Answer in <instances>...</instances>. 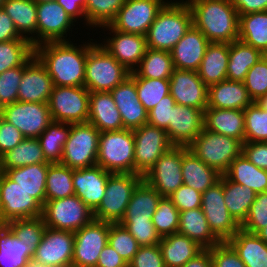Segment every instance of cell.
I'll list each match as a JSON object with an SVG mask.
<instances>
[{"instance_id": "cell-22", "label": "cell", "mask_w": 267, "mask_h": 267, "mask_svg": "<svg viewBox=\"0 0 267 267\" xmlns=\"http://www.w3.org/2000/svg\"><path fill=\"white\" fill-rule=\"evenodd\" d=\"M103 27L110 29L114 35L106 41L107 43L105 42L104 45L101 43L100 45L129 72H133L136 66L138 68L146 53V36L117 31L110 25Z\"/></svg>"}, {"instance_id": "cell-50", "label": "cell", "mask_w": 267, "mask_h": 267, "mask_svg": "<svg viewBox=\"0 0 267 267\" xmlns=\"http://www.w3.org/2000/svg\"><path fill=\"white\" fill-rule=\"evenodd\" d=\"M244 142H267V111L253 102L244 109Z\"/></svg>"}, {"instance_id": "cell-36", "label": "cell", "mask_w": 267, "mask_h": 267, "mask_svg": "<svg viewBox=\"0 0 267 267\" xmlns=\"http://www.w3.org/2000/svg\"><path fill=\"white\" fill-rule=\"evenodd\" d=\"M246 267H267V244L241 228L227 241Z\"/></svg>"}, {"instance_id": "cell-34", "label": "cell", "mask_w": 267, "mask_h": 267, "mask_svg": "<svg viewBox=\"0 0 267 267\" xmlns=\"http://www.w3.org/2000/svg\"><path fill=\"white\" fill-rule=\"evenodd\" d=\"M158 245L165 267H182L203 250L196 242L178 232L162 237Z\"/></svg>"}, {"instance_id": "cell-49", "label": "cell", "mask_w": 267, "mask_h": 267, "mask_svg": "<svg viewBox=\"0 0 267 267\" xmlns=\"http://www.w3.org/2000/svg\"><path fill=\"white\" fill-rule=\"evenodd\" d=\"M124 3L125 0H87L84 10L87 26L103 28L109 25Z\"/></svg>"}, {"instance_id": "cell-11", "label": "cell", "mask_w": 267, "mask_h": 267, "mask_svg": "<svg viewBox=\"0 0 267 267\" xmlns=\"http://www.w3.org/2000/svg\"><path fill=\"white\" fill-rule=\"evenodd\" d=\"M201 209L211 231L221 242L228 241L241 228L225 205L224 174L218 182L202 193Z\"/></svg>"}, {"instance_id": "cell-8", "label": "cell", "mask_w": 267, "mask_h": 267, "mask_svg": "<svg viewBox=\"0 0 267 267\" xmlns=\"http://www.w3.org/2000/svg\"><path fill=\"white\" fill-rule=\"evenodd\" d=\"M100 131L89 122L73 123L60 164L71 169L96 166Z\"/></svg>"}, {"instance_id": "cell-9", "label": "cell", "mask_w": 267, "mask_h": 267, "mask_svg": "<svg viewBox=\"0 0 267 267\" xmlns=\"http://www.w3.org/2000/svg\"><path fill=\"white\" fill-rule=\"evenodd\" d=\"M47 228L76 232L94 220L93 211L75 194L48 200L42 206Z\"/></svg>"}, {"instance_id": "cell-25", "label": "cell", "mask_w": 267, "mask_h": 267, "mask_svg": "<svg viewBox=\"0 0 267 267\" xmlns=\"http://www.w3.org/2000/svg\"><path fill=\"white\" fill-rule=\"evenodd\" d=\"M111 172L100 166L73 169V188L78 196L92 211L101 203Z\"/></svg>"}, {"instance_id": "cell-64", "label": "cell", "mask_w": 267, "mask_h": 267, "mask_svg": "<svg viewBox=\"0 0 267 267\" xmlns=\"http://www.w3.org/2000/svg\"><path fill=\"white\" fill-rule=\"evenodd\" d=\"M96 267H128L127 262L107 243L99 255Z\"/></svg>"}, {"instance_id": "cell-24", "label": "cell", "mask_w": 267, "mask_h": 267, "mask_svg": "<svg viewBox=\"0 0 267 267\" xmlns=\"http://www.w3.org/2000/svg\"><path fill=\"white\" fill-rule=\"evenodd\" d=\"M110 93L120 112L124 129L134 130L148 123V112L139 101L135 79L131 75Z\"/></svg>"}, {"instance_id": "cell-42", "label": "cell", "mask_w": 267, "mask_h": 267, "mask_svg": "<svg viewBox=\"0 0 267 267\" xmlns=\"http://www.w3.org/2000/svg\"><path fill=\"white\" fill-rule=\"evenodd\" d=\"M2 8L12 19L18 33L31 42L32 36L28 37V35L37 34V2L34 0H5Z\"/></svg>"}, {"instance_id": "cell-62", "label": "cell", "mask_w": 267, "mask_h": 267, "mask_svg": "<svg viewBox=\"0 0 267 267\" xmlns=\"http://www.w3.org/2000/svg\"><path fill=\"white\" fill-rule=\"evenodd\" d=\"M24 139L21 131L0 116V157Z\"/></svg>"}, {"instance_id": "cell-33", "label": "cell", "mask_w": 267, "mask_h": 267, "mask_svg": "<svg viewBox=\"0 0 267 267\" xmlns=\"http://www.w3.org/2000/svg\"><path fill=\"white\" fill-rule=\"evenodd\" d=\"M178 233L186 235L203 249H210L221 242L211 231L201 207L179 213Z\"/></svg>"}, {"instance_id": "cell-12", "label": "cell", "mask_w": 267, "mask_h": 267, "mask_svg": "<svg viewBox=\"0 0 267 267\" xmlns=\"http://www.w3.org/2000/svg\"><path fill=\"white\" fill-rule=\"evenodd\" d=\"M134 174L144 176L173 145L166 130L150 124L134 129Z\"/></svg>"}, {"instance_id": "cell-67", "label": "cell", "mask_w": 267, "mask_h": 267, "mask_svg": "<svg viewBox=\"0 0 267 267\" xmlns=\"http://www.w3.org/2000/svg\"><path fill=\"white\" fill-rule=\"evenodd\" d=\"M64 10L75 20L78 16L84 18L86 21V17L84 14V10L86 7L87 0H56Z\"/></svg>"}, {"instance_id": "cell-74", "label": "cell", "mask_w": 267, "mask_h": 267, "mask_svg": "<svg viewBox=\"0 0 267 267\" xmlns=\"http://www.w3.org/2000/svg\"><path fill=\"white\" fill-rule=\"evenodd\" d=\"M5 0H0V8L3 6Z\"/></svg>"}, {"instance_id": "cell-14", "label": "cell", "mask_w": 267, "mask_h": 267, "mask_svg": "<svg viewBox=\"0 0 267 267\" xmlns=\"http://www.w3.org/2000/svg\"><path fill=\"white\" fill-rule=\"evenodd\" d=\"M0 206L2 225L14 219H32L42 215V205L1 171Z\"/></svg>"}, {"instance_id": "cell-61", "label": "cell", "mask_w": 267, "mask_h": 267, "mask_svg": "<svg viewBox=\"0 0 267 267\" xmlns=\"http://www.w3.org/2000/svg\"><path fill=\"white\" fill-rule=\"evenodd\" d=\"M176 105L171 94L166 95L161 101L148 112V124L166 129L171 121L172 109Z\"/></svg>"}, {"instance_id": "cell-45", "label": "cell", "mask_w": 267, "mask_h": 267, "mask_svg": "<svg viewBox=\"0 0 267 267\" xmlns=\"http://www.w3.org/2000/svg\"><path fill=\"white\" fill-rule=\"evenodd\" d=\"M70 129L71 123L52 121L37 138L48 162L60 163Z\"/></svg>"}, {"instance_id": "cell-47", "label": "cell", "mask_w": 267, "mask_h": 267, "mask_svg": "<svg viewBox=\"0 0 267 267\" xmlns=\"http://www.w3.org/2000/svg\"><path fill=\"white\" fill-rule=\"evenodd\" d=\"M130 75L135 79L139 101L150 112L166 95L170 94V79L141 78L134 71Z\"/></svg>"}, {"instance_id": "cell-21", "label": "cell", "mask_w": 267, "mask_h": 267, "mask_svg": "<svg viewBox=\"0 0 267 267\" xmlns=\"http://www.w3.org/2000/svg\"><path fill=\"white\" fill-rule=\"evenodd\" d=\"M204 111L202 109L175 105L171 121L165 129L169 142L173 146L188 147L204 128Z\"/></svg>"}, {"instance_id": "cell-10", "label": "cell", "mask_w": 267, "mask_h": 267, "mask_svg": "<svg viewBox=\"0 0 267 267\" xmlns=\"http://www.w3.org/2000/svg\"><path fill=\"white\" fill-rule=\"evenodd\" d=\"M90 92L84 86H53L48 106L52 121L88 122Z\"/></svg>"}, {"instance_id": "cell-1", "label": "cell", "mask_w": 267, "mask_h": 267, "mask_svg": "<svg viewBox=\"0 0 267 267\" xmlns=\"http://www.w3.org/2000/svg\"><path fill=\"white\" fill-rule=\"evenodd\" d=\"M90 43L77 47L71 41L44 42L34 47V55L46 67L53 86H84L87 54L96 44Z\"/></svg>"}, {"instance_id": "cell-37", "label": "cell", "mask_w": 267, "mask_h": 267, "mask_svg": "<svg viewBox=\"0 0 267 267\" xmlns=\"http://www.w3.org/2000/svg\"><path fill=\"white\" fill-rule=\"evenodd\" d=\"M35 250L18 239L6 224L0 226V267H25Z\"/></svg>"}, {"instance_id": "cell-38", "label": "cell", "mask_w": 267, "mask_h": 267, "mask_svg": "<svg viewBox=\"0 0 267 267\" xmlns=\"http://www.w3.org/2000/svg\"><path fill=\"white\" fill-rule=\"evenodd\" d=\"M224 175L237 184L251 188L256 193L267 191V170L258 168L243 153L231 162Z\"/></svg>"}, {"instance_id": "cell-72", "label": "cell", "mask_w": 267, "mask_h": 267, "mask_svg": "<svg viewBox=\"0 0 267 267\" xmlns=\"http://www.w3.org/2000/svg\"><path fill=\"white\" fill-rule=\"evenodd\" d=\"M34 1H36L37 3H39V2L56 1V0H34Z\"/></svg>"}, {"instance_id": "cell-58", "label": "cell", "mask_w": 267, "mask_h": 267, "mask_svg": "<svg viewBox=\"0 0 267 267\" xmlns=\"http://www.w3.org/2000/svg\"><path fill=\"white\" fill-rule=\"evenodd\" d=\"M213 267H246L238 254L227 242L223 241L209 249Z\"/></svg>"}, {"instance_id": "cell-4", "label": "cell", "mask_w": 267, "mask_h": 267, "mask_svg": "<svg viewBox=\"0 0 267 267\" xmlns=\"http://www.w3.org/2000/svg\"><path fill=\"white\" fill-rule=\"evenodd\" d=\"M133 130L101 132L96 165L111 173L134 174Z\"/></svg>"}, {"instance_id": "cell-59", "label": "cell", "mask_w": 267, "mask_h": 267, "mask_svg": "<svg viewBox=\"0 0 267 267\" xmlns=\"http://www.w3.org/2000/svg\"><path fill=\"white\" fill-rule=\"evenodd\" d=\"M201 197L202 193L185 184L168 196L179 212L200 208Z\"/></svg>"}, {"instance_id": "cell-53", "label": "cell", "mask_w": 267, "mask_h": 267, "mask_svg": "<svg viewBox=\"0 0 267 267\" xmlns=\"http://www.w3.org/2000/svg\"><path fill=\"white\" fill-rule=\"evenodd\" d=\"M10 230L23 240L26 245H33L35 248L41 243L46 225L43 218L14 219L6 223Z\"/></svg>"}, {"instance_id": "cell-68", "label": "cell", "mask_w": 267, "mask_h": 267, "mask_svg": "<svg viewBox=\"0 0 267 267\" xmlns=\"http://www.w3.org/2000/svg\"><path fill=\"white\" fill-rule=\"evenodd\" d=\"M182 267H213L212 258L209 249H203L193 259H190Z\"/></svg>"}, {"instance_id": "cell-30", "label": "cell", "mask_w": 267, "mask_h": 267, "mask_svg": "<svg viewBox=\"0 0 267 267\" xmlns=\"http://www.w3.org/2000/svg\"><path fill=\"white\" fill-rule=\"evenodd\" d=\"M182 177L183 184L203 193L220 180L221 174L183 146Z\"/></svg>"}, {"instance_id": "cell-71", "label": "cell", "mask_w": 267, "mask_h": 267, "mask_svg": "<svg viewBox=\"0 0 267 267\" xmlns=\"http://www.w3.org/2000/svg\"><path fill=\"white\" fill-rule=\"evenodd\" d=\"M256 235L267 244V225L262 228Z\"/></svg>"}, {"instance_id": "cell-63", "label": "cell", "mask_w": 267, "mask_h": 267, "mask_svg": "<svg viewBox=\"0 0 267 267\" xmlns=\"http://www.w3.org/2000/svg\"><path fill=\"white\" fill-rule=\"evenodd\" d=\"M242 153L258 168L267 170V142H244Z\"/></svg>"}, {"instance_id": "cell-41", "label": "cell", "mask_w": 267, "mask_h": 267, "mask_svg": "<svg viewBox=\"0 0 267 267\" xmlns=\"http://www.w3.org/2000/svg\"><path fill=\"white\" fill-rule=\"evenodd\" d=\"M238 40L267 55V11L239 15Z\"/></svg>"}, {"instance_id": "cell-26", "label": "cell", "mask_w": 267, "mask_h": 267, "mask_svg": "<svg viewBox=\"0 0 267 267\" xmlns=\"http://www.w3.org/2000/svg\"><path fill=\"white\" fill-rule=\"evenodd\" d=\"M210 41L192 26L170 51L175 69L198 71Z\"/></svg>"}, {"instance_id": "cell-7", "label": "cell", "mask_w": 267, "mask_h": 267, "mask_svg": "<svg viewBox=\"0 0 267 267\" xmlns=\"http://www.w3.org/2000/svg\"><path fill=\"white\" fill-rule=\"evenodd\" d=\"M142 180L143 176L139 174L111 173L106 184L105 195L93 211L94 219L119 223L135 188Z\"/></svg>"}, {"instance_id": "cell-16", "label": "cell", "mask_w": 267, "mask_h": 267, "mask_svg": "<svg viewBox=\"0 0 267 267\" xmlns=\"http://www.w3.org/2000/svg\"><path fill=\"white\" fill-rule=\"evenodd\" d=\"M166 3L164 0H125L109 25L117 31L146 36L157 13Z\"/></svg>"}, {"instance_id": "cell-17", "label": "cell", "mask_w": 267, "mask_h": 267, "mask_svg": "<svg viewBox=\"0 0 267 267\" xmlns=\"http://www.w3.org/2000/svg\"><path fill=\"white\" fill-rule=\"evenodd\" d=\"M183 146H172L143 176V179L160 193L168 197L182 184Z\"/></svg>"}, {"instance_id": "cell-6", "label": "cell", "mask_w": 267, "mask_h": 267, "mask_svg": "<svg viewBox=\"0 0 267 267\" xmlns=\"http://www.w3.org/2000/svg\"><path fill=\"white\" fill-rule=\"evenodd\" d=\"M187 148L206 165L223 175L231 162L242 154L243 143L235 138L203 128L199 136Z\"/></svg>"}, {"instance_id": "cell-13", "label": "cell", "mask_w": 267, "mask_h": 267, "mask_svg": "<svg viewBox=\"0 0 267 267\" xmlns=\"http://www.w3.org/2000/svg\"><path fill=\"white\" fill-rule=\"evenodd\" d=\"M0 116L25 138H38L52 122L48 103L16 101L0 110Z\"/></svg>"}, {"instance_id": "cell-73", "label": "cell", "mask_w": 267, "mask_h": 267, "mask_svg": "<svg viewBox=\"0 0 267 267\" xmlns=\"http://www.w3.org/2000/svg\"><path fill=\"white\" fill-rule=\"evenodd\" d=\"M2 225V214H1V206H0V226Z\"/></svg>"}, {"instance_id": "cell-69", "label": "cell", "mask_w": 267, "mask_h": 267, "mask_svg": "<svg viewBox=\"0 0 267 267\" xmlns=\"http://www.w3.org/2000/svg\"><path fill=\"white\" fill-rule=\"evenodd\" d=\"M255 103L267 111V94L261 96Z\"/></svg>"}, {"instance_id": "cell-20", "label": "cell", "mask_w": 267, "mask_h": 267, "mask_svg": "<svg viewBox=\"0 0 267 267\" xmlns=\"http://www.w3.org/2000/svg\"><path fill=\"white\" fill-rule=\"evenodd\" d=\"M170 94L177 105L205 111L208 105V86L197 71L174 69L170 77Z\"/></svg>"}, {"instance_id": "cell-39", "label": "cell", "mask_w": 267, "mask_h": 267, "mask_svg": "<svg viewBox=\"0 0 267 267\" xmlns=\"http://www.w3.org/2000/svg\"><path fill=\"white\" fill-rule=\"evenodd\" d=\"M264 54L240 40L230 43L227 80L243 82L247 72Z\"/></svg>"}, {"instance_id": "cell-57", "label": "cell", "mask_w": 267, "mask_h": 267, "mask_svg": "<svg viewBox=\"0 0 267 267\" xmlns=\"http://www.w3.org/2000/svg\"><path fill=\"white\" fill-rule=\"evenodd\" d=\"M119 223L133 235L140 246H152L159 244L161 241L152 220L120 221Z\"/></svg>"}, {"instance_id": "cell-40", "label": "cell", "mask_w": 267, "mask_h": 267, "mask_svg": "<svg viewBox=\"0 0 267 267\" xmlns=\"http://www.w3.org/2000/svg\"><path fill=\"white\" fill-rule=\"evenodd\" d=\"M37 163H50L45 159L37 138H25L17 146L0 157V171Z\"/></svg>"}, {"instance_id": "cell-66", "label": "cell", "mask_w": 267, "mask_h": 267, "mask_svg": "<svg viewBox=\"0 0 267 267\" xmlns=\"http://www.w3.org/2000/svg\"><path fill=\"white\" fill-rule=\"evenodd\" d=\"M239 15L267 11V0H231Z\"/></svg>"}, {"instance_id": "cell-28", "label": "cell", "mask_w": 267, "mask_h": 267, "mask_svg": "<svg viewBox=\"0 0 267 267\" xmlns=\"http://www.w3.org/2000/svg\"><path fill=\"white\" fill-rule=\"evenodd\" d=\"M252 103L243 82L226 79L208 87L207 108L244 110Z\"/></svg>"}, {"instance_id": "cell-60", "label": "cell", "mask_w": 267, "mask_h": 267, "mask_svg": "<svg viewBox=\"0 0 267 267\" xmlns=\"http://www.w3.org/2000/svg\"><path fill=\"white\" fill-rule=\"evenodd\" d=\"M128 267H165L159 245L140 246Z\"/></svg>"}, {"instance_id": "cell-51", "label": "cell", "mask_w": 267, "mask_h": 267, "mask_svg": "<svg viewBox=\"0 0 267 267\" xmlns=\"http://www.w3.org/2000/svg\"><path fill=\"white\" fill-rule=\"evenodd\" d=\"M179 211L168 197H162L152 216V223L160 237L177 233L179 229Z\"/></svg>"}, {"instance_id": "cell-43", "label": "cell", "mask_w": 267, "mask_h": 267, "mask_svg": "<svg viewBox=\"0 0 267 267\" xmlns=\"http://www.w3.org/2000/svg\"><path fill=\"white\" fill-rule=\"evenodd\" d=\"M256 194L251 188L237 184L224 175L225 205L239 225L245 221Z\"/></svg>"}, {"instance_id": "cell-56", "label": "cell", "mask_w": 267, "mask_h": 267, "mask_svg": "<svg viewBox=\"0 0 267 267\" xmlns=\"http://www.w3.org/2000/svg\"><path fill=\"white\" fill-rule=\"evenodd\" d=\"M267 225V191L257 193L241 229L252 234H257Z\"/></svg>"}, {"instance_id": "cell-35", "label": "cell", "mask_w": 267, "mask_h": 267, "mask_svg": "<svg viewBox=\"0 0 267 267\" xmlns=\"http://www.w3.org/2000/svg\"><path fill=\"white\" fill-rule=\"evenodd\" d=\"M162 196L144 179L135 188L121 221L152 220Z\"/></svg>"}, {"instance_id": "cell-55", "label": "cell", "mask_w": 267, "mask_h": 267, "mask_svg": "<svg viewBox=\"0 0 267 267\" xmlns=\"http://www.w3.org/2000/svg\"><path fill=\"white\" fill-rule=\"evenodd\" d=\"M25 64L0 73V110L18 101V90Z\"/></svg>"}, {"instance_id": "cell-19", "label": "cell", "mask_w": 267, "mask_h": 267, "mask_svg": "<svg viewBox=\"0 0 267 267\" xmlns=\"http://www.w3.org/2000/svg\"><path fill=\"white\" fill-rule=\"evenodd\" d=\"M74 232L45 229L33 258L48 267H72Z\"/></svg>"}, {"instance_id": "cell-70", "label": "cell", "mask_w": 267, "mask_h": 267, "mask_svg": "<svg viewBox=\"0 0 267 267\" xmlns=\"http://www.w3.org/2000/svg\"><path fill=\"white\" fill-rule=\"evenodd\" d=\"M25 267H48L41 262H38L34 258H31L27 261V265Z\"/></svg>"}, {"instance_id": "cell-46", "label": "cell", "mask_w": 267, "mask_h": 267, "mask_svg": "<svg viewBox=\"0 0 267 267\" xmlns=\"http://www.w3.org/2000/svg\"><path fill=\"white\" fill-rule=\"evenodd\" d=\"M45 193L46 201L74 195L73 169L60 163H51L48 167Z\"/></svg>"}, {"instance_id": "cell-54", "label": "cell", "mask_w": 267, "mask_h": 267, "mask_svg": "<svg viewBox=\"0 0 267 267\" xmlns=\"http://www.w3.org/2000/svg\"><path fill=\"white\" fill-rule=\"evenodd\" d=\"M243 83L253 102L267 94V55L249 69Z\"/></svg>"}, {"instance_id": "cell-65", "label": "cell", "mask_w": 267, "mask_h": 267, "mask_svg": "<svg viewBox=\"0 0 267 267\" xmlns=\"http://www.w3.org/2000/svg\"><path fill=\"white\" fill-rule=\"evenodd\" d=\"M23 38L17 31L12 19L8 16L5 10L0 8V42H6Z\"/></svg>"}, {"instance_id": "cell-52", "label": "cell", "mask_w": 267, "mask_h": 267, "mask_svg": "<svg viewBox=\"0 0 267 267\" xmlns=\"http://www.w3.org/2000/svg\"><path fill=\"white\" fill-rule=\"evenodd\" d=\"M108 243L127 264L140 247L133 235L120 223H109Z\"/></svg>"}, {"instance_id": "cell-23", "label": "cell", "mask_w": 267, "mask_h": 267, "mask_svg": "<svg viewBox=\"0 0 267 267\" xmlns=\"http://www.w3.org/2000/svg\"><path fill=\"white\" fill-rule=\"evenodd\" d=\"M52 88V78L46 67L33 55L25 63L18 90V101L48 103Z\"/></svg>"}, {"instance_id": "cell-27", "label": "cell", "mask_w": 267, "mask_h": 267, "mask_svg": "<svg viewBox=\"0 0 267 267\" xmlns=\"http://www.w3.org/2000/svg\"><path fill=\"white\" fill-rule=\"evenodd\" d=\"M88 122L100 133L124 129L120 112L110 92H90Z\"/></svg>"}, {"instance_id": "cell-48", "label": "cell", "mask_w": 267, "mask_h": 267, "mask_svg": "<svg viewBox=\"0 0 267 267\" xmlns=\"http://www.w3.org/2000/svg\"><path fill=\"white\" fill-rule=\"evenodd\" d=\"M34 55V46L28 39L0 42V73L23 66Z\"/></svg>"}, {"instance_id": "cell-44", "label": "cell", "mask_w": 267, "mask_h": 267, "mask_svg": "<svg viewBox=\"0 0 267 267\" xmlns=\"http://www.w3.org/2000/svg\"><path fill=\"white\" fill-rule=\"evenodd\" d=\"M139 68L134 72L141 78L170 79L174 65L170 51L147 48Z\"/></svg>"}, {"instance_id": "cell-2", "label": "cell", "mask_w": 267, "mask_h": 267, "mask_svg": "<svg viewBox=\"0 0 267 267\" xmlns=\"http://www.w3.org/2000/svg\"><path fill=\"white\" fill-rule=\"evenodd\" d=\"M192 24L210 41L232 43L239 36V14L231 0H186Z\"/></svg>"}, {"instance_id": "cell-3", "label": "cell", "mask_w": 267, "mask_h": 267, "mask_svg": "<svg viewBox=\"0 0 267 267\" xmlns=\"http://www.w3.org/2000/svg\"><path fill=\"white\" fill-rule=\"evenodd\" d=\"M192 26V12L186 1H167L148 29L147 48L171 51Z\"/></svg>"}, {"instance_id": "cell-15", "label": "cell", "mask_w": 267, "mask_h": 267, "mask_svg": "<svg viewBox=\"0 0 267 267\" xmlns=\"http://www.w3.org/2000/svg\"><path fill=\"white\" fill-rule=\"evenodd\" d=\"M108 235L109 222L95 219L74 232L72 267H96Z\"/></svg>"}, {"instance_id": "cell-29", "label": "cell", "mask_w": 267, "mask_h": 267, "mask_svg": "<svg viewBox=\"0 0 267 267\" xmlns=\"http://www.w3.org/2000/svg\"><path fill=\"white\" fill-rule=\"evenodd\" d=\"M244 110L206 108L204 129L240 140L244 143Z\"/></svg>"}, {"instance_id": "cell-32", "label": "cell", "mask_w": 267, "mask_h": 267, "mask_svg": "<svg viewBox=\"0 0 267 267\" xmlns=\"http://www.w3.org/2000/svg\"><path fill=\"white\" fill-rule=\"evenodd\" d=\"M51 163H37L24 167L9 169L4 174L19 184L29 195L33 196L42 206L46 202V177Z\"/></svg>"}, {"instance_id": "cell-31", "label": "cell", "mask_w": 267, "mask_h": 267, "mask_svg": "<svg viewBox=\"0 0 267 267\" xmlns=\"http://www.w3.org/2000/svg\"><path fill=\"white\" fill-rule=\"evenodd\" d=\"M229 43L210 42L198 69L199 77L209 87L227 79Z\"/></svg>"}, {"instance_id": "cell-5", "label": "cell", "mask_w": 267, "mask_h": 267, "mask_svg": "<svg viewBox=\"0 0 267 267\" xmlns=\"http://www.w3.org/2000/svg\"><path fill=\"white\" fill-rule=\"evenodd\" d=\"M130 76V72L100 44L87 54L84 87L89 92H110Z\"/></svg>"}, {"instance_id": "cell-18", "label": "cell", "mask_w": 267, "mask_h": 267, "mask_svg": "<svg viewBox=\"0 0 267 267\" xmlns=\"http://www.w3.org/2000/svg\"><path fill=\"white\" fill-rule=\"evenodd\" d=\"M74 19L57 1L37 3V37H31V44L50 41H66L67 32L71 29ZM63 38V39H62Z\"/></svg>"}]
</instances>
